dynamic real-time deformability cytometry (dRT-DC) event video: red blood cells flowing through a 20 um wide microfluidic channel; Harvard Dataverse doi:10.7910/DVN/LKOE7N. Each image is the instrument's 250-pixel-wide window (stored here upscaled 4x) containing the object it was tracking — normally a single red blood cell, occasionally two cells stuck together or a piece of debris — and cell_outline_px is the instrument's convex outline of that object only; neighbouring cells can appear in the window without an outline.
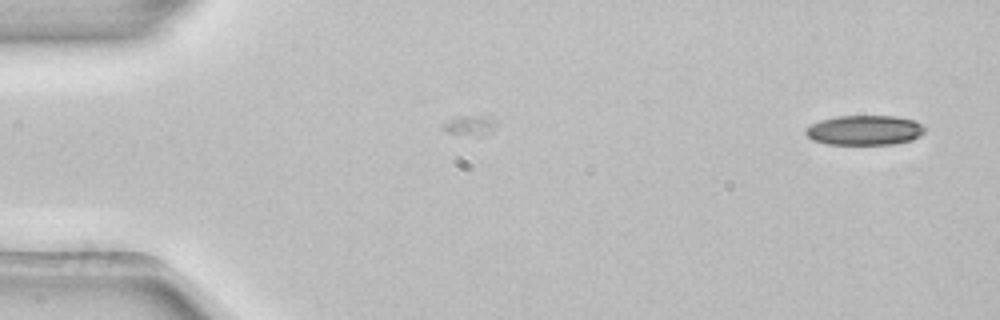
{"species": "common noctule bat (a hibernating species)", "species_latin": "Nyctalus noctula", "temperature_condition": "room temperature", "stored_images_in_passage": 2, "camera_frame_rate_fps": 3000, "um_per_image_px": 0.085, "animal": {"sex": "female", "body_mass_g": 22.7, "forearm_length_mm": 54.2}, "frame": {"image": 1, "passage_image": 2, "time_ms": 0.333, "image_size_px": [1000, 320], "cell_outline_px": [[924, 132], [920, 136], [912, 140], [896, 144], [828, 144], [812, 140], [804, 132], [804, 128], [820, 120], [836, 116], [896, 116], [912, 120], [920, 124], [924, 128]], "centroid_in_image_um": [73.46, 11.07], "position_along_channel_um": 11.5, "area_um2": 20.69}}